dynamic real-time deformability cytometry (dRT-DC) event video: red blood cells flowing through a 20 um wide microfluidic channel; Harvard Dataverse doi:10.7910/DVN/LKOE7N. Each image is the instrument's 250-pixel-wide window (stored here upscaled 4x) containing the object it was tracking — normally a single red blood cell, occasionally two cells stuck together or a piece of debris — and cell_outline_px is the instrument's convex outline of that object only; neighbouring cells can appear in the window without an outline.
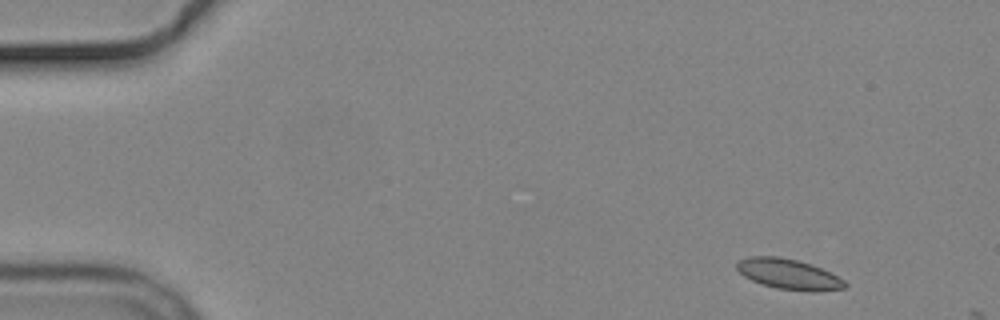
{"species": "common noctule bat (a hibernating species)", "species_latin": "Nyctalus noctula", "temperature_condition": "cold", "stored_images_in_passage": 3, "camera_frame_rate_fps": 3000, "um_per_image_px": 0.085, "animal": {"sex": "male", "body_mass_g": 19.2, "forearm_length_mm": 51.8}, "frame": {"image": 1, "passage_image": 1, "time_ms": 0.0, "image_size_px": [1000, 320], "cell_outline_px": [[848, 288], [812, 292], [776, 288], [752, 280], [744, 276], [736, 268], [736, 264], [740, 260], [748, 256], [780, 256], [812, 264], [844, 280], [848, 284]], "centroid_in_image_um": [67.05, 23.3], "position_along_channel_um": 17.9, "area_um2": 19.07}}